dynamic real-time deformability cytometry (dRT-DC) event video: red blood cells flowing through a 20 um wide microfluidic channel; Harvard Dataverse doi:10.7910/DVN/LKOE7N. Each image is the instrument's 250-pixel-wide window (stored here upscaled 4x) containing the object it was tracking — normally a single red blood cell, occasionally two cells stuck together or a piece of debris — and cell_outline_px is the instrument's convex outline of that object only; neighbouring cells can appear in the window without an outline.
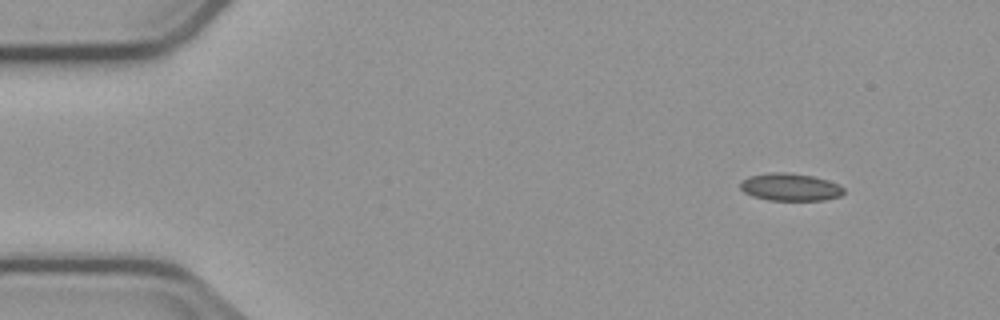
{"species": "common noctule bat (a hibernating species)", "species_latin": "Nyctalus noctula", "temperature_condition": "cold", "stored_images_in_passage": 5, "camera_frame_rate_fps": 3000, "um_per_image_px": 0.085, "animal": {"sex": "male", "body_mass_g": 23.1, "forearm_length_mm": 52.7}, "frame": {"image": 1, "passage_image": 1, "time_ms": 0.0, "image_size_px": [1000, 320], "cell_outline_px": [[844, 192], [840, 196], [824, 200], [768, 200], [752, 196], [744, 192], [740, 188], [740, 180], [748, 176], [768, 172], [788, 172], [812, 176], [828, 180], [844, 188]], "centroid_in_image_um": [67.12, 15.89], "position_along_channel_um": 17.9, "area_um2": 16.7}}